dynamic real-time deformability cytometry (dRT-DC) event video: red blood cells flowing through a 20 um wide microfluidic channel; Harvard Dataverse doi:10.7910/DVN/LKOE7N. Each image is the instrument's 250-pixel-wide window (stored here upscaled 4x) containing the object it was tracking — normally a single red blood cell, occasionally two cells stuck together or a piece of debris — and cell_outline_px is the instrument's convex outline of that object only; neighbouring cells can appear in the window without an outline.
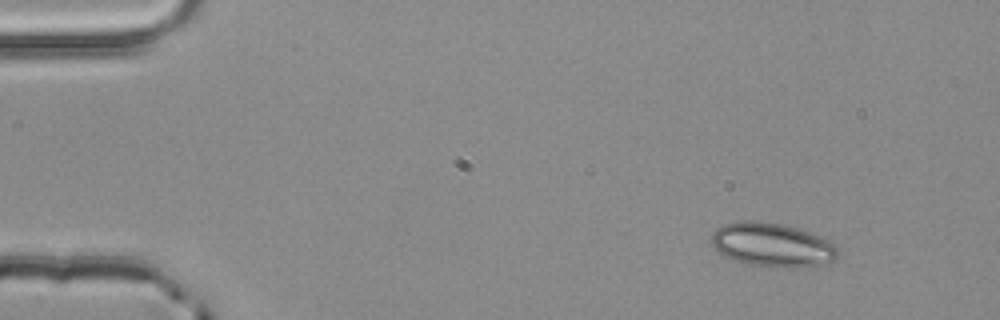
{"species": "common noctule bat (a hibernating species)", "species_latin": "Nyctalus noctula", "temperature_condition": "room temperature", "stored_images_in_passage": 3, "camera_frame_rate_fps": 3000, "um_per_image_px": 0.085, "animal": {"sex": "male", "body_mass_g": 20.4}, "frame": {"image": 1, "passage_image": 1, "time_ms": 0.0, "image_size_px": [1000, 320], "cell_outline_px": [[836, 256], [832, 260], [820, 264], [788, 268], [784, 268], [748, 264], [724, 256], [712, 244], [712, 232], [716, 228], [724, 224], [748, 220], [784, 224], [820, 236], [832, 244], [836, 248]], "centroid_in_image_um": [65.59, 20.8], "position_along_channel_um": 19.4, "area_um2": 31.67}}